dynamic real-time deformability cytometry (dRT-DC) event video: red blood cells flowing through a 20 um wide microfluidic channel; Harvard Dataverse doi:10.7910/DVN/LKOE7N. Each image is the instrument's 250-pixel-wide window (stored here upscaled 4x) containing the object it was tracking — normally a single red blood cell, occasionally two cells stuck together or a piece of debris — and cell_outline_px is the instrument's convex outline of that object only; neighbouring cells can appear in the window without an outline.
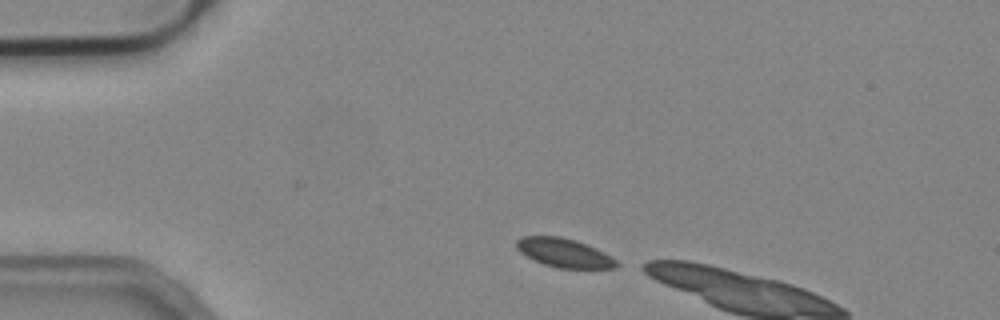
{"species": "common noctule bat (a hibernating species)", "species_latin": "Nyctalus noctula", "temperature_condition": "cold", "stored_images_in_passage": 3, "camera_frame_rate_fps": 3000, "um_per_image_px": 0.085, "animal": {"sex": "male", "body_mass_g": 19.2, "forearm_length_mm": 51.8}, "frame": {"image": 1, "passage_image": 1, "time_ms": 0.0, "image_size_px": [1000, 320], "cell_outline_px": [[620, 264], [616, 268], [556, 268], [544, 264], [520, 252], [516, 248], [516, 240], [524, 236], [560, 236], [576, 240], [596, 248], [612, 256]], "centroid_in_image_um": [47.98, 21.49], "position_along_channel_um": 37.0, "area_um2": 16.82}}